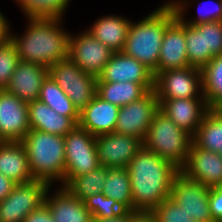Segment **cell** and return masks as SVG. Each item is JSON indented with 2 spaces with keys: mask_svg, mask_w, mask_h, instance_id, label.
Listing matches in <instances>:
<instances>
[{
  "mask_svg": "<svg viewBox=\"0 0 222 222\" xmlns=\"http://www.w3.org/2000/svg\"><path fill=\"white\" fill-rule=\"evenodd\" d=\"M49 192L48 190L46 193L44 204L49 208L54 222H92V214L84 206V202L66 187L60 186L51 196Z\"/></svg>",
  "mask_w": 222,
  "mask_h": 222,
  "instance_id": "cell-21",
  "label": "cell"
},
{
  "mask_svg": "<svg viewBox=\"0 0 222 222\" xmlns=\"http://www.w3.org/2000/svg\"><path fill=\"white\" fill-rule=\"evenodd\" d=\"M163 4L137 23L131 21L122 51L144 64L152 72L158 67L164 33L177 17L169 1Z\"/></svg>",
  "mask_w": 222,
  "mask_h": 222,
  "instance_id": "cell-3",
  "label": "cell"
},
{
  "mask_svg": "<svg viewBox=\"0 0 222 222\" xmlns=\"http://www.w3.org/2000/svg\"><path fill=\"white\" fill-rule=\"evenodd\" d=\"M92 222H130V211H124L116 217H92Z\"/></svg>",
  "mask_w": 222,
  "mask_h": 222,
  "instance_id": "cell-42",
  "label": "cell"
},
{
  "mask_svg": "<svg viewBox=\"0 0 222 222\" xmlns=\"http://www.w3.org/2000/svg\"><path fill=\"white\" fill-rule=\"evenodd\" d=\"M202 95L209 108L222 103V55L214 56L201 68Z\"/></svg>",
  "mask_w": 222,
  "mask_h": 222,
  "instance_id": "cell-28",
  "label": "cell"
},
{
  "mask_svg": "<svg viewBox=\"0 0 222 222\" xmlns=\"http://www.w3.org/2000/svg\"><path fill=\"white\" fill-rule=\"evenodd\" d=\"M16 47L10 38L0 42V89H5L19 62Z\"/></svg>",
  "mask_w": 222,
  "mask_h": 222,
  "instance_id": "cell-34",
  "label": "cell"
},
{
  "mask_svg": "<svg viewBox=\"0 0 222 222\" xmlns=\"http://www.w3.org/2000/svg\"><path fill=\"white\" fill-rule=\"evenodd\" d=\"M23 222H54L49 208L43 204L39 209L32 211Z\"/></svg>",
  "mask_w": 222,
  "mask_h": 222,
  "instance_id": "cell-39",
  "label": "cell"
},
{
  "mask_svg": "<svg viewBox=\"0 0 222 222\" xmlns=\"http://www.w3.org/2000/svg\"><path fill=\"white\" fill-rule=\"evenodd\" d=\"M158 101L159 109L192 136L209 110L204 98L158 99Z\"/></svg>",
  "mask_w": 222,
  "mask_h": 222,
  "instance_id": "cell-17",
  "label": "cell"
},
{
  "mask_svg": "<svg viewBox=\"0 0 222 222\" xmlns=\"http://www.w3.org/2000/svg\"><path fill=\"white\" fill-rule=\"evenodd\" d=\"M205 41L212 57L222 55V21L205 23Z\"/></svg>",
  "mask_w": 222,
  "mask_h": 222,
  "instance_id": "cell-37",
  "label": "cell"
},
{
  "mask_svg": "<svg viewBox=\"0 0 222 222\" xmlns=\"http://www.w3.org/2000/svg\"><path fill=\"white\" fill-rule=\"evenodd\" d=\"M216 109L222 114V103L218 105Z\"/></svg>",
  "mask_w": 222,
  "mask_h": 222,
  "instance_id": "cell-44",
  "label": "cell"
},
{
  "mask_svg": "<svg viewBox=\"0 0 222 222\" xmlns=\"http://www.w3.org/2000/svg\"><path fill=\"white\" fill-rule=\"evenodd\" d=\"M0 173L16 184L34 180L21 141H6L0 146Z\"/></svg>",
  "mask_w": 222,
  "mask_h": 222,
  "instance_id": "cell-23",
  "label": "cell"
},
{
  "mask_svg": "<svg viewBox=\"0 0 222 222\" xmlns=\"http://www.w3.org/2000/svg\"><path fill=\"white\" fill-rule=\"evenodd\" d=\"M143 141L137 137L115 132L96 136V153L100 166L127 168Z\"/></svg>",
  "mask_w": 222,
  "mask_h": 222,
  "instance_id": "cell-13",
  "label": "cell"
},
{
  "mask_svg": "<svg viewBox=\"0 0 222 222\" xmlns=\"http://www.w3.org/2000/svg\"><path fill=\"white\" fill-rule=\"evenodd\" d=\"M177 1V2H176ZM175 2L173 1H169V3L171 4V6L175 9L176 13H177V17L185 24H189V25H197L200 23H207V22H213V21H222V0H216L213 1L211 3H213V5H211V9H209L208 7L205 9L202 8L201 3H199V8H198V16L194 19H185V10H187V5H190V2H187L185 0L180 1V0H176ZM207 1H203V4H208ZM201 6V7H200ZM187 20V21H186Z\"/></svg>",
  "mask_w": 222,
  "mask_h": 222,
  "instance_id": "cell-33",
  "label": "cell"
},
{
  "mask_svg": "<svg viewBox=\"0 0 222 222\" xmlns=\"http://www.w3.org/2000/svg\"><path fill=\"white\" fill-rule=\"evenodd\" d=\"M38 99L46 103L59 115L71 117L77 124L79 122V112L75 108L71 99L52 79L50 75L46 77L41 85Z\"/></svg>",
  "mask_w": 222,
  "mask_h": 222,
  "instance_id": "cell-29",
  "label": "cell"
},
{
  "mask_svg": "<svg viewBox=\"0 0 222 222\" xmlns=\"http://www.w3.org/2000/svg\"><path fill=\"white\" fill-rule=\"evenodd\" d=\"M210 188L179 171L172 182L170 198L196 222H214L209 209Z\"/></svg>",
  "mask_w": 222,
  "mask_h": 222,
  "instance_id": "cell-9",
  "label": "cell"
},
{
  "mask_svg": "<svg viewBox=\"0 0 222 222\" xmlns=\"http://www.w3.org/2000/svg\"><path fill=\"white\" fill-rule=\"evenodd\" d=\"M192 141L197 147L222 153V114L216 108H209Z\"/></svg>",
  "mask_w": 222,
  "mask_h": 222,
  "instance_id": "cell-26",
  "label": "cell"
},
{
  "mask_svg": "<svg viewBox=\"0 0 222 222\" xmlns=\"http://www.w3.org/2000/svg\"><path fill=\"white\" fill-rule=\"evenodd\" d=\"M83 202L92 217H116L125 211L116 200L105 196L102 192L85 198Z\"/></svg>",
  "mask_w": 222,
  "mask_h": 222,
  "instance_id": "cell-35",
  "label": "cell"
},
{
  "mask_svg": "<svg viewBox=\"0 0 222 222\" xmlns=\"http://www.w3.org/2000/svg\"><path fill=\"white\" fill-rule=\"evenodd\" d=\"M65 139V174L61 186L74 177L89 173L100 166L96 153V136L78 125Z\"/></svg>",
  "mask_w": 222,
  "mask_h": 222,
  "instance_id": "cell-7",
  "label": "cell"
},
{
  "mask_svg": "<svg viewBox=\"0 0 222 222\" xmlns=\"http://www.w3.org/2000/svg\"><path fill=\"white\" fill-rule=\"evenodd\" d=\"M51 187L45 181L35 179L16 184L11 193L0 201V222H23L45 203L46 193Z\"/></svg>",
  "mask_w": 222,
  "mask_h": 222,
  "instance_id": "cell-8",
  "label": "cell"
},
{
  "mask_svg": "<svg viewBox=\"0 0 222 222\" xmlns=\"http://www.w3.org/2000/svg\"><path fill=\"white\" fill-rule=\"evenodd\" d=\"M107 173V167L99 166L89 173L74 177L65 187L83 201L85 198L103 191Z\"/></svg>",
  "mask_w": 222,
  "mask_h": 222,
  "instance_id": "cell-31",
  "label": "cell"
},
{
  "mask_svg": "<svg viewBox=\"0 0 222 222\" xmlns=\"http://www.w3.org/2000/svg\"><path fill=\"white\" fill-rule=\"evenodd\" d=\"M69 2L70 0H16L27 18L63 19Z\"/></svg>",
  "mask_w": 222,
  "mask_h": 222,
  "instance_id": "cell-32",
  "label": "cell"
},
{
  "mask_svg": "<svg viewBox=\"0 0 222 222\" xmlns=\"http://www.w3.org/2000/svg\"><path fill=\"white\" fill-rule=\"evenodd\" d=\"M133 211H152L170 197L172 182L180 169L144 146L127 166Z\"/></svg>",
  "mask_w": 222,
  "mask_h": 222,
  "instance_id": "cell-1",
  "label": "cell"
},
{
  "mask_svg": "<svg viewBox=\"0 0 222 222\" xmlns=\"http://www.w3.org/2000/svg\"><path fill=\"white\" fill-rule=\"evenodd\" d=\"M48 69L49 75L71 99L78 112L96 95L97 78L85 73L70 58L54 63Z\"/></svg>",
  "mask_w": 222,
  "mask_h": 222,
  "instance_id": "cell-6",
  "label": "cell"
},
{
  "mask_svg": "<svg viewBox=\"0 0 222 222\" xmlns=\"http://www.w3.org/2000/svg\"><path fill=\"white\" fill-rule=\"evenodd\" d=\"M48 75L47 67L20 60L5 90L26 103L35 101Z\"/></svg>",
  "mask_w": 222,
  "mask_h": 222,
  "instance_id": "cell-19",
  "label": "cell"
},
{
  "mask_svg": "<svg viewBox=\"0 0 222 222\" xmlns=\"http://www.w3.org/2000/svg\"><path fill=\"white\" fill-rule=\"evenodd\" d=\"M16 185L9 177L0 173V201L4 200Z\"/></svg>",
  "mask_w": 222,
  "mask_h": 222,
  "instance_id": "cell-41",
  "label": "cell"
},
{
  "mask_svg": "<svg viewBox=\"0 0 222 222\" xmlns=\"http://www.w3.org/2000/svg\"><path fill=\"white\" fill-rule=\"evenodd\" d=\"M158 110L159 101L153 89L141 99L120 107L114 132L131 135L144 141Z\"/></svg>",
  "mask_w": 222,
  "mask_h": 222,
  "instance_id": "cell-11",
  "label": "cell"
},
{
  "mask_svg": "<svg viewBox=\"0 0 222 222\" xmlns=\"http://www.w3.org/2000/svg\"><path fill=\"white\" fill-rule=\"evenodd\" d=\"M102 193L113 198L126 211H133L130 175L127 168H108Z\"/></svg>",
  "mask_w": 222,
  "mask_h": 222,
  "instance_id": "cell-27",
  "label": "cell"
},
{
  "mask_svg": "<svg viewBox=\"0 0 222 222\" xmlns=\"http://www.w3.org/2000/svg\"><path fill=\"white\" fill-rule=\"evenodd\" d=\"M185 41L190 66L201 69L213 58L206 50L205 23L185 24Z\"/></svg>",
  "mask_w": 222,
  "mask_h": 222,
  "instance_id": "cell-30",
  "label": "cell"
},
{
  "mask_svg": "<svg viewBox=\"0 0 222 222\" xmlns=\"http://www.w3.org/2000/svg\"><path fill=\"white\" fill-rule=\"evenodd\" d=\"M192 142V135L159 109L149 126L143 146L181 169L187 161Z\"/></svg>",
  "mask_w": 222,
  "mask_h": 222,
  "instance_id": "cell-5",
  "label": "cell"
},
{
  "mask_svg": "<svg viewBox=\"0 0 222 222\" xmlns=\"http://www.w3.org/2000/svg\"><path fill=\"white\" fill-rule=\"evenodd\" d=\"M97 81L133 82L154 85L153 72L144 64L123 52H114Z\"/></svg>",
  "mask_w": 222,
  "mask_h": 222,
  "instance_id": "cell-18",
  "label": "cell"
},
{
  "mask_svg": "<svg viewBox=\"0 0 222 222\" xmlns=\"http://www.w3.org/2000/svg\"><path fill=\"white\" fill-rule=\"evenodd\" d=\"M186 52L185 23L178 17L167 27L160 48L158 67L154 78L161 72L188 67Z\"/></svg>",
  "mask_w": 222,
  "mask_h": 222,
  "instance_id": "cell-16",
  "label": "cell"
},
{
  "mask_svg": "<svg viewBox=\"0 0 222 222\" xmlns=\"http://www.w3.org/2000/svg\"><path fill=\"white\" fill-rule=\"evenodd\" d=\"M28 155V164L35 180L63 183L65 174L64 136L30 130L21 141Z\"/></svg>",
  "mask_w": 222,
  "mask_h": 222,
  "instance_id": "cell-4",
  "label": "cell"
},
{
  "mask_svg": "<svg viewBox=\"0 0 222 222\" xmlns=\"http://www.w3.org/2000/svg\"><path fill=\"white\" fill-rule=\"evenodd\" d=\"M154 90L157 99L204 98L201 69L188 66L163 71L154 78Z\"/></svg>",
  "mask_w": 222,
  "mask_h": 222,
  "instance_id": "cell-10",
  "label": "cell"
},
{
  "mask_svg": "<svg viewBox=\"0 0 222 222\" xmlns=\"http://www.w3.org/2000/svg\"><path fill=\"white\" fill-rule=\"evenodd\" d=\"M9 20L0 11V42L9 38Z\"/></svg>",
  "mask_w": 222,
  "mask_h": 222,
  "instance_id": "cell-43",
  "label": "cell"
},
{
  "mask_svg": "<svg viewBox=\"0 0 222 222\" xmlns=\"http://www.w3.org/2000/svg\"><path fill=\"white\" fill-rule=\"evenodd\" d=\"M157 222H196L170 197L152 210Z\"/></svg>",
  "mask_w": 222,
  "mask_h": 222,
  "instance_id": "cell-36",
  "label": "cell"
},
{
  "mask_svg": "<svg viewBox=\"0 0 222 222\" xmlns=\"http://www.w3.org/2000/svg\"><path fill=\"white\" fill-rule=\"evenodd\" d=\"M28 103L0 89V136L4 141H22L30 131Z\"/></svg>",
  "mask_w": 222,
  "mask_h": 222,
  "instance_id": "cell-14",
  "label": "cell"
},
{
  "mask_svg": "<svg viewBox=\"0 0 222 222\" xmlns=\"http://www.w3.org/2000/svg\"><path fill=\"white\" fill-rule=\"evenodd\" d=\"M209 209L214 222H222V185L210 188Z\"/></svg>",
  "mask_w": 222,
  "mask_h": 222,
  "instance_id": "cell-38",
  "label": "cell"
},
{
  "mask_svg": "<svg viewBox=\"0 0 222 222\" xmlns=\"http://www.w3.org/2000/svg\"><path fill=\"white\" fill-rule=\"evenodd\" d=\"M4 139L0 136V146L4 143Z\"/></svg>",
  "mask_w": 222,
  "mask_h": 222,
  "instance_id": "cell-45",
  "label": "cell"
},
{
  "mask_svg": "<svg viewBox=\"0 0 222 222\" xmlns=\"http://www.w3.org/2000/svg\"><path fill=\"white\" fill-rule=\"evenodd\" d=\"M27 19V29L22 36L13 35L9 31V38L16 47L19 60L49 68L54 63L69 58L70 33L60 26L63 19Z\"/></svg>",
  "mask_w": 222,
  "mask_h": 222,
  "instance_id": "cell-2",
  "label": "cell"
},
{
  "mask_svg": "<svg viewBox=\"0 0 222 222\" xmlns=\"http://www.w3.org/2000/svg\"><path fill=\"white\" fill-rule=\"evenodd\" d=\"M130 23L131 21L126 17L106 15L96 19L87 31H89L97 41H100L113 52H122Z\"/></svg>",
  "mask_w": 222,
  "mask_h": 222,
  "instance_id": "cell-24",
  "label": "cell"
},
{
  "mask_svg": "<svg viewBox=\"0 0 222 222\" xmlns=\"http://www.w3.org/2000/svg\"><path fill=\"white\" fill-rule=\"evenodd\" d=\"M113 53L87 30L77 36L70 34L69 58L85 73L96 78L104 71Z\"/></svg>",
  "mask_w": 222,
  "mask_h": 222,
  "instance_id": "cell-12",
  "label": "cell"
},
{
  "mask_svg": "<svg viewBox=\"0 0 222 222\" xmlns=\"http://www.w3.org/2000/svg\"><path fill=\"white\" fill-rule=\"evenodd\" d=\"M180 171L209 188L221 186L222 156L217 152L197 147L192 142L187 161Z\"/></svg>",
  "mask_w": 222,
  "mask_h": 222,
  "instance_id": "cell-15",
  "label": "cell"
},
{
  "mask_svg": "<svg viewBox=\"0 0 222 222\" xmlns=\"http://www.w3.org/2000/svg\"><path fill=\"white\" fill-rule=\"evenodd\" d=\"M130 222H157L152 211H130Z\"/></svg>",
  "mask_w": 222,
  "mask_h": 222,
  "instance_id": "cell-40",
  "label": "cell"
},
{
  "mask_svg": "<svg viewBox=\"0 0 222 222\" xmlns=\"http://www.w3.org/2000/svg\"><path fill=\"white\" fill-rule=\"evenodd\" d=\"M153 89L154 85H140L138 83L128 81H97L96 94L103 100L110 102L118 107H122L133 101L141 99Z\"/></svg>",
  "mask_w": 222,
  "mask_h": 222,
  "instance_id": "cell-25",
  "label": "cell"
},
{
  "mask_svg": "<svg viewBox=\"0 0 222 222\" xmlns=\"http://www.w3.org/2000/svg\"><path fill=\"white\" fill-rule=\"evenodd\" d=\"M28 117L31 130L65 136L78 124L71 118L59 115L39 99L28 103Z\"/></svg>",
  "mask_w": 222,
  "mask_h": 222,
  "instance_id": "cell-22",
  "label": "cell"
},
{
  "mask_svg": "<svg viewBox=\"0 0 222 222\" xmlns=\"http://www.w3.org/2000/svg\"><path fill=\"white\" fill-rule=\"evenodd\" d=\"M120 107L103 100L97 94L79 112L78 126L98 136L115 131Z\"/></svg>",
  "mask_w": 222,
  "mask_h": 222,
  "instance_id": "cell-20",
  "label": "cell"
}]
</instances>
